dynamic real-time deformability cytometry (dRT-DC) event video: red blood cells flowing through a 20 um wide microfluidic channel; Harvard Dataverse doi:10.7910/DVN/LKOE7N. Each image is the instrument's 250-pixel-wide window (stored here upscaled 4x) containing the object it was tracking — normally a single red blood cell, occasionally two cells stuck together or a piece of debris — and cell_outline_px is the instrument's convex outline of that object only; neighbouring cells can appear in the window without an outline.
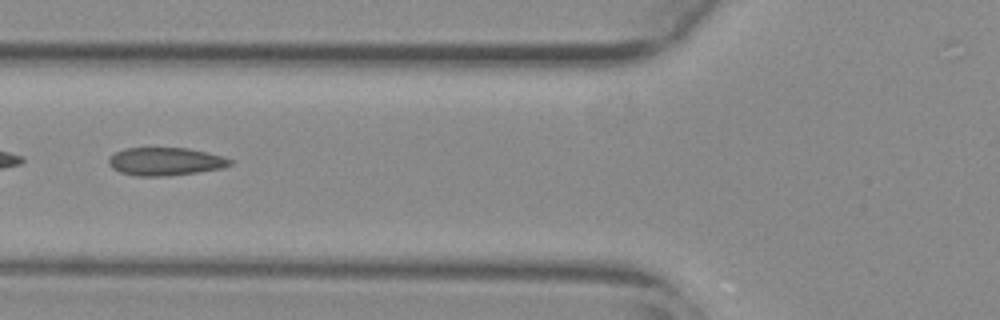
{"species": "common noctule bat (a hibernating species)", "species_latin": "Nyctalus noctula", "temperature_condition": "warm", "stored_images_in_passage": 50, "camera_frame_rate_fps": 3000, "um_per_image_px": 0.085, "animal": {"sex": "female", "body_mass_g": 29.2, "forearm_length_mm": 56.3}, "frame": {"image": 1, "passage_image": 21, "time_ms": 6.667, "image_size_px": [1000, 320], "cell_outline_px": [[232, 164], [224, 168], [168, 176], [136, 176], [120, 172], [112, 168], [108, 164], [108, 156], [116, 152], [128, 148], [188, 148], [224, 156], [232, 160]], "centroid_in_image_um": [14.05, 13.73], "position_along_channel_um": 111.7, "area_um2": 19.88}}
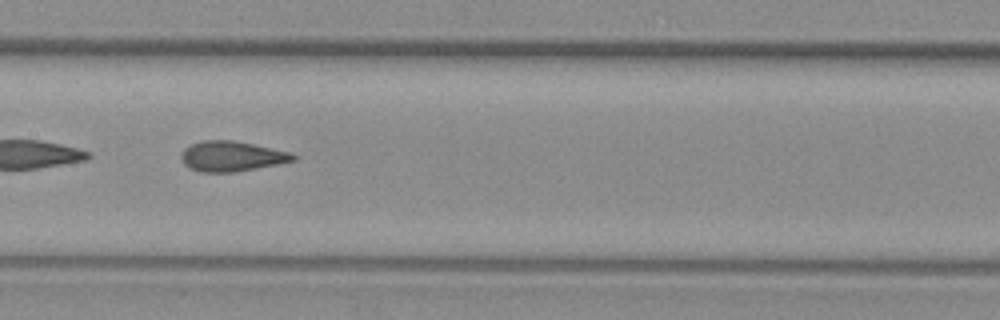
{"frame": {"image": 2, "passage_image": 27, "time_ms": 8.667, "image_size_px": [1000, 320], "cell_outline_px": [[296, 160], [276, 164], [232, 172], [200, 172], [188, 168], [184, 164], [180, 156], [180, 152], [184, 148], [192, 144], [204, 140], [232, 140], [252, 144], [288, 152], [296, 156]], "centroid_in_image_um": [19.61, 13.28], "position_along_channel_um": 187.8, "area_um2": 19.42}}
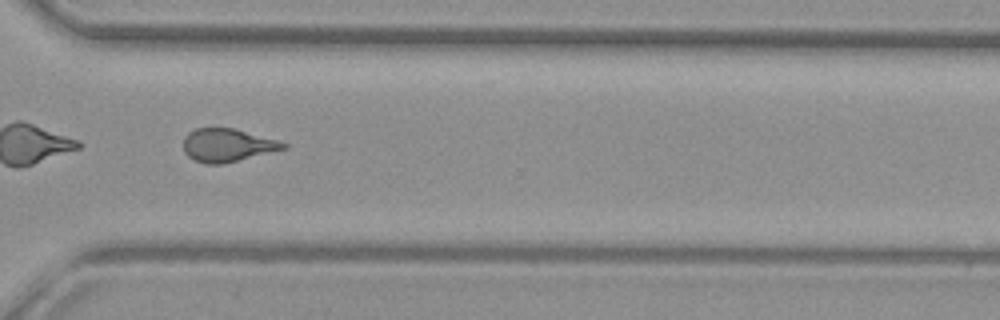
{"frame": {"image": 3, "passage_image": 40, "time_ms": 13.0, "image_size_px": [1000, 320], "cell_outline_px": [[288, 148], [224, 164], [208, 164], [196, 160], [188, 156], [184, 152], [184, 136], [188, 132], [196, 128], [236, 128], [280, 140], [288, 144]], "centroid_in_image_um": [19.37, 12.33], "position_along_channel_um": 351.2, "area_um2": 19.54}}